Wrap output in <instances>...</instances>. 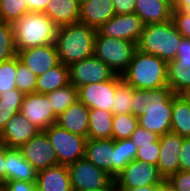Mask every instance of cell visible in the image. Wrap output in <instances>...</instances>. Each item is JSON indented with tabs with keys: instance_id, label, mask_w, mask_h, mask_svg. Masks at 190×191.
<instances>
[{
	"instance_id": "21",
	"label": "cell",
	"mask_w": 190,
	"mask_h": 191,
	"mask_svg": "<svg viewBox=\"0 0 190 191\" xmlns=\"http://www.w3.org/2000/svg\"><path fill=\"white\" fill-rule=\"evenodd\" d=\"M56 124L73 134L87 138L89 129V108L84 103L77 100L57 117Z\"/></svg>"
},
{
	"instance_id": "47",
	"label": "cell",
	"mask_w": 190,
	"mask_h": 191,
	"mask_svg": "<svg viewBox=\"0 0 190 191\" xmlns=\"http://www.w3.org/2000/svg\"><path fill=\"white\" fill-rule=\"evenodd\" d=\"M5 144L0 141V185H5L6 171H5Z\"/></svg>"
},
{
	"instance_id": "8",
	"label": "cell",
	"mask_w": 190,
	"mask_h": 191,
	"mask_svg": "<svg viewBox=\"0 0 190 191\" xmlns=\"http://www.w3.org/2000/svg\"><path fill=\"white\" fill-rule=\"evenodd\" d=\"M114 180L118 189L130 191L143 186L157 185L164 178L160 175L156 165L134 159L117 174Z\"/></svg>"
},
{
	"instance_id": "22",
	"label": "cell",
	"mask_w": 190,
	"mask_h": 191,
	"mask_svg": "<svg viewBox=\"0 0 190 191\" xmlns=\"http://www.w3.org/2000/svg\"><path fill=\"white\" fill-rule=\"evenodd\" d=\"M38 191H73L67 165L58 164L37 172Z\"/></svg>"
},
{
	"instance_id": "20",
	"label": "cell",
	"mask_w": 190,
	"mask_h": 191,
	"mask_svg": "<svg viewBox=\"0 0 190 191\" xmlns=\"http://www.w3.org/2000/svg\"><path fill=\"white\" fill-rule=\"evenodd\" d=\"M115 15L112 0H85L80 5L79 22L98 29Z\"/></svg>"
},
{
	"instance_id": "38",
	"label": "cell",
	"mask_w": 190,
	"mask_h": 191,
	"mask_svg": "<svg viewBox=\"0 0 190 191\" xmlns=\"http://www.w3.org/2000/svg\"><path fill=\"white\" fill-rule=\"evenodd\" d=\"M160 142L159 139L156 142L150 144L141 145L137 148V160L156 165L159 159Z\"/></svg>"
},
{
	"instance_id": "37",
	"label": "cell",
	"mask_w": 190,
	"mask_h": 191,
	"mask_svg": "<svg viewBox=\"0 0 190 191\" xmlns=\"http://www.w3.org/2000/svg\"><path fill=\"white\" fill-rule=\"evenodd\" d=\"M17 56L0 63V93L16 88Z\"/></svg>"
},
{
	"instance_id": "6",
	"label": "cell",
	"mask_w": 190,
	"mask_h": 191,
	"mask_svg": "<svg viewBox=\"0 0 190 191\" xmlns=\"http://www.w3.org/2000/svg\"><path fill=\"white\" fill-rule=\"evenodd\" d=\"M136 49L135 42L104 37L96 33L94 56L108 65L117 75H121L129 66Z\"/></svg>"
},
{
	"instance_id": "12",
	"label": "cell",
	"mask_w": 190,
	"mask_h": 191,
	"mask_svg": "<svg viewBox=\"0 0 190 191\" xmlns=\"http://www.w3.org/2000/svg\"><path fill=\"white\" fill-rule=\"evenodd\" d=\"M47 94H25L20 113L34 124L40 131H45L49 126L57 122V115L53 112Z\"/></svg>"
},
{
	"instance_id": "25",
	"label": "cell",
	"mask_w": 190,
	"mask_h": 191,
	"mask_svg": "<svg viewBox=\"0 0 190 191\" xmlns=\"http://www.w3.org/2000/svg\"><path fill=\"white\" fill-rule=\"evenodd\" d=\"M170 132L190 137V102L183 95L173 96Z\"/></svg>"
},
{
	"instance_id": "28",
	"label": "cell",
	"mask_w": 190,
	"mask_h": 191,
	"mask_svg": "<svg viewBox=\"0 0 190 191\" xmlns=\"http://www.w3.org/2000/svg\"><path fill=\"white\" fill-rule=\"evenodd\" d=\"M113 113L101 109H89L87 139H112Z\"/></svg>"
},
{
	"instance_id": "24",
	"label": "cell",
	"mask_w": 190,
	"mask_h": 191,
	"mask_svg": "<svg viewBox=\"0 0 190 191\" xmlns=\"http://www.w3.org/2000/svg\"><path fill=\"white\" fill-rule=\"evenodd\" d=\"M45 13L58 27L79 22L80 5L74 0H51Z\"/></svg>"
},
{
	"instance_id": "5",
	"label": "cell",
	"mask_w": 190,
	"mask_h": 191,
	"mask_svg": "<svg viewBox=\"0 0 190 191\" xmlns=\"http://www.w3.org/2000/svg\"><path fill=\"white\" fill-rule=\"evenodd\" d=\"M181 38L172 20L147 24L143 27L137 49L158 56L168 63L176 58Z\"/></svg>"
},
{
	"instance_id": "51",
	"label": "cell",
	"mask_w": 190,
	"mask_h": 191,
	"mask_svg": "<svg viewBox=\"0 0 190 191\" xmlns=\"http://www.w3.org/2000/svg\"><path fill=\"white\" fill-rule=\"evenodd\" d=\"M117 188L115 180H113L108 186L99 190H87V191H114Z\"/></svg>"
},
{
	"instance_id": "53",
	"label": "cell",
	"mask_w": 190,
	"mask_h": 191,
	"mask_svg": "<svg viewBox=\"0 0 190 191\" xmlns=\"http://www.w3.org/2000/svg\"><path fill=\"white\" fill-rule=\"evenodd\" d=\"M0 191H8L5 185H0Z\"/></svg>"
},
{
	"instance_id": "40",
	"label": "cell",
	"mask_w": 190,
	"mask_h": 191,
	"mask_svg": "<svg viewBox=\"0 0 190 191\" xmlns=\"http://www.w3.org/2000/svg\"><path fill=\"white\" fill-rule=\"evenodd\" d=\"M172 21L182 37L190 39V15L181 10H173Z\"/></svg>"
},
{
	"instance_id": "43",
	"label": "cell",
	"mask_w": 190,
	"mask_h": 191,
	"mask_svg": "<svg viewBox=\"0 0 190 191\" xmlns=\"http://www.w3.org/2000/svg\"><path fill=\"white\" fill-rule=\"evenodd\" d=\"M115 14L135 13L136 0H112Z\"/></svg>"
},
{
	"instance_id": "34",
	"label": "cell",
	"mask_w": 190,
	"mask_h": 191,
	"mask_svg": "<svg viewBox=\"0 0 190 191\" xmlns=\"http://www.w3.org/2000/svg\"><path fill=\"white\" fill-rule=\"evenodd\" d=\"M28 11L26 0H0V19L13 24Z\"/></svg>"
},
{
	"instance_id": "50",
	"label": "cell",
	"mask_w": 190,
	"mask_h": 191,
	"mask_svg": "<svg viewBox=\"0 0 190 191\" xmlns=\"http://www.w3.org/2000/svg\"><path fill=\"white\" fill-rule=\"evenodd\" d=\"M160 191H178L168 180L161 182Z\"/></svg>"
},
{
	"instance_id": "31",
	"label": "cell",
	"mask_w": 190,
	"mask_h": 191,
	"mask_svg": "<svg viewBox=\"0 0 190 191\" xmlns=\"http://www.w3.org/2000/svg\"><path fill=\"white\" fill-rule=\"evenodd\" d=\"M138 125V117L133 114H114L112 121V139L122 140L130 138Z\"/></svg>"
},
{
	"instance_id": "33",
	"label": "cell",
	"mask_w": 190,
	"mask_h": 191,
	"mask_svg": "<svg viewBox=\"0 0 190 191\" xmlns=\"http://www.w3.org/2000/svg\"><path fill=\"white\" fill-rule=\"evenodd\" d=\"M16 56L13 25L2 22L0 24V63Z\"/></svg>"
},
{
	"instance_id": "44",
	"label": "cell",
	"mask_w": 190,
	"mask_h": 191,
	"mask_svg": "<svg viewBox=\"0 0 190 191\" xmlns=\"http://www.w3.org/2000/svg\"><path fill=\"white\" fill-rule=\"evenodd\" d=\"M8 191H38L36 182L12 180L5 182Z\"/></svg>"
},
{
	"instance_id": "42",
	"label": "cell",
	"mask_w": 190,
	"mask_h": 191,
	"mask_svg": "<svg viewBox=\"0 0 190 191\" xmlns=\"http://www.w3.org/2000/svg\"><path fill=\"white\" fill-rule=\"evenodd\" d=\"M180 170L190 171V137L184 138L179 152Z\"/></svg>"
},
{
	"instance_id": "52",
	"label": "cell",
	"mask_w": 190,
	"mask_h": 191,
	"mask_svg": "<svg viewBox=\"0 0 190 191\" xmlns=\"http://www.w3.org/2000/svg\"><path fill=\"white\" fill-rule=\"evenodd\" d=\"M190 102V88L182 94Z\"/></svg>"
},
{
	"instance_id": "30",
	"label": "cell",
	"mask_w": 190,
	"mask_h": 191,
	"mask_svg": "<svg viewBox=\"0 0 190 191\" xmlns=\"http://www.w3.org/2000/svg\"><path fill=\"white\" fill-rule=\"evenodd\" d=\"M53 112L59 116L70 105L78 100L77 88L72 84L61 87L53 92L47 93Z\"/></svg>"
},
{
	"instance_id": "46",
	"label": "cell",
	"mask_w": 190,
	"mask_h": 191,
	"mask_svg": "<svg viewBox=\"0 0 190 191\" xmlns=\"http://www.w3.org/2000/svg\"><path fill=\"white\" fill-rule=\"evenodd\" d=\"M51 0H26L28 11L43 13Z\"/></svg>"
},
{
	"instance_id": "49",
	"label": "cell",
	"mask_w": 190,
	"mask_h": 191,
	"mask_svg": "<svg viewBox=\"0 0 190 191\" xmlns=\"http://www.w3.org/2000/svg\"><path fill=\"white\" fill-rule=\"evenodd\" d=\"M161 183L157 185H152V186H143L139 188L132 189L130 191H160Z\"/></svg>"
},
{
	"instance_id": "13",
	"label": "cell",
	"mask_w": 190,
	"mask_h": 191,
	"mask_svg": "<svg viewBox=\"0 0 190 191\" xmlns=\"http://www.w3.org/2000/svg\"><path fill=\"white\" fill-rule=\"evenodd\" d=\"M23 157L37 170L58 165L57 153L44 131H40L19 148Z\"/></svg>"
},
{
	"instance_id": "2",
	"label": "cell",
	"mask_w": 190,
	"mask_h": 191,
	"mask_svg": "<svg viewBox=\"0 0 190 191\" xmlns=\"http://www.w3.org/2000/svg\"><path fill=\"white\" fill-rule=\"evenodd\" d=\"M97 29L77 22L59 26L55 45L59 60L65 66L94 56V41Z\"/></svg>"
},
{
	"instance_id": "7",
	"label": "cell",
	"mask_w": 190,
	"mask_h": 191,
	"mask_svg": "<svg viewBox=\"0 0 190 191\" xmlns=\"http://www.w3.org/2000/svg\"><path fill=\"white\" fill-rule=\"evenodd\" d=\"M44 132L57 153L59 164L68 166L84 158L86 137L73 134L56 123L49 126Z\"/></svg>"
},
{
	"instance_id": "41",
	"label": "cell",
	"mask_w": 190,
	"mask_h": 191,
	"mask_svg": "<svg viewBox=\"0 0 190 191\" xmlns=\"http://www.w3.org/2000/svg\"><path fill=\"white\" fill-rule=\"evenodd\" d=\"M178 191H190V171L179 170L167 179Z\"/></svg>"
},
{
	"instance_id": "48",
	"label": "cell",
	"mask_w": 190,
	"mask_h": 191,
	"mask_svg": "<svg viewBox=\"0 0 190 191\" xmlns=\"http://www.w3.org/2000/svg\"><path fill=\"white\" fill-rule=\"evenodd\" d=\"M172 8L173 10H181L183 13L190 15V0H175Z\"/></svg>"
},
{
	"instance_id": "27",
	"label": "cell",
	"mask_w": 190,
	"mask_h": 191,
	"mask_svg": "<svg viewBox=\"0 0 190 191\" xmlns=\"http://www.w3.org/2000/svg\"><path fill=\"white\" fill-rule=\"evenodd\" d=\"M168 87L176 95H182L190 88V60L168 62Z\"/></svg>"
},
{
	"instance_id": "23",
	"label": "cell",
	"mask_w": 190,
	"mask_h": 191,
	"mask_svg": "<svg viewBox=\"0 0 190 191\" xmlns=\"http://www.w3.org/2000/svg\"><path fill=\"white\" fill-rule=\"evenodd\" d=\"M172 4L167 0H136L135 14L144 25L172 20Z\"/></svg>"
},
{
	"instance_id": "18",
	"label": "cell",
	"mask_w": 190,
	"mask_h": 191,
	"mask_svg": "<svg viewBox=\"0 0 190 191\" xmlns=\"http://www.w3.org/2000/svg\"><path fill=\"white\" fill-rule=\"evenodd\" d=\"M39 132L40 130L19 112L6 122L0 132V141L8 148L19 149Z\"/></svg>"
},
{
	"instance_id": "15",
	"label": "cell",
	"mask_w": 190,
	"mask_h": 191,
	"mask_svg": "<svg viewBox=\"0 0 190 191\" xmlns=\"http://www.w3.org/2000/svg\"><path fill=\"white\" fill-rule=\"evenodd\" d=\"M183 140L184 137L173 132L165 133L159 138L160 150L156 166L165 180L180 170L179 152Z\"/></svg>"
},
{
	"instance_id": "36",
	"label": "cell",
	"mask_w": 190,
	"mask_h": 191,
	"mask_svg": "<svg viewBox=\"0 0 190 191\" xmlns=\"http://www.w3.org/2000/svg\"><path fill=\"white\" fill-rule=\"evenodd\" d=\"M16 88L24 95L36 92L37 76L17 57Z\"/></svg>"
},
{
	"instance_id": "3",
	"label": "cell",
	"mask_w": 190,
	"mask_h": 191,
	"mask_svg": "<svg viewBox=\"0 0 190 191\" xmlns=\"http://www.w3.org/2000/svg\"><path fill=\"white\" fill-rule=\"evenodd\" d=\"M167 72L168 63L163 59L136 49L121 78L134 89H157L168 87Z\"/></svg>"
},
{
	"instance_id": "4",
	"label": "cell",
	"mask_w": 190,
	"mask_h": 191,
	"mask_svg": "<svg viewBox=\"0 0 190 191\" xmlns=\"http://www.w3.org/2000/svg\"><path fill=\"white\" fill-rule=\"evenodd\" d=\"M12 25L17 52L55 44L58 26L45 13L29 11Z\"/></svg>"
},
{
	"instance_id": "55",
	"label": "cell",
	"mask_w": 190,
	"mask_h": 191,
	"mask_svg": "<svg viewBox=\"0 0 190 191\" xmlns=\"http://www.w3.org/2000/svg\"><path fill=\"white\" fill-rule=\"evenodd\" d=\"M167 1H169L171 4L175 2V0H167Z\"/></svg>"
},
{
	"instance_id": "45",
	"label": "cell",
	"mask_w": 190,
	"mask_h": 191,
	"mask_svg": "<svg viewBox=\"0 0 190 191\" xmlns=\"http://www.w3.org/2000/svg\"><path fill=\"white\" fill-rule=\"evenodd\" d=\"M190 60V39L182 37L177 51L176 58L173 61Z\"/></svg>"
},
{
	"instance_id": "16",
	"label": "cell",
	"mask_w": 190,
	"mask_h": 191,
	"mask_svg": "<svg viewBox=\"0 0 190 191\" xmlns=\"http://www.w3.org/2000/svg\"><path fill=\"white\" fill-rule=\"evenodd\" d=\"M84 157L113 178L117 176V156L113 139H87Z\"/></svg>"
},
{
	"instance_id": "1",
	"label": "cell",
	"mask_w": 190,
	"mask_h": 191,
	"mask_svg": "<svg viewBox=\"0 0 190 191\" xmlns=\"http://www.w3.org/2000/svg\"><path fill=\"white\" fill-rule=\"evenodd\" d=\"M174 95L169 87L133 89L131 114L138 117L141 127L162 136L171 130Z\"/></svg>"
},
{
	"instance_id": "32",
	"label": "cell",
	"mask_w": 190,
	"mask_h": 191,
	"mask_svg": "<svg viewBox=\"0 0 190 191\" xmlns=\"http://www.w3.org/2000/svg\"><path fill=\"white\" fill-rule=\"evenodd\" d=\"M133 89L122 81L121 75H117V90L112 105L113 114H131Z\"/></svg>"
},
{
	"instance_id": "17",
	"label": "cell",
	"mask_w": 190,
	"mask_h": 191,
	"mask_svg": "<svg viewBox=\"0 0 190 191\" xmlns=\"http://www.w3.org/2000/svg\"><path fill=\"white\" fill-rule=\"evenodd\" d=\"M17 57L36 76L46 73L60 63L55 44L42 45L18 51Z\"/></svg>"
},
{
	"instance_id": "11",
	"label": "cell",
	"mask_w": 190,
	"mask_h": 191,
	"mask_svg": "<svg viewBox=\"0 0 190 191\" xmlns=\"http://www.w3.org/2000/svg\"><path fill=\"white\" fill-rule=\"evenodd\" d=\"M117 90V74L108 81L89 83L77 88L78 101L89 109H101L112 112Z\"/></svg>"
},
{
	"instance_id": "10",
	"label": "cell",
	"mask_w": 190,
	"mask_h": 191,
	"mask_svg": "<svg viewBox=\"0 0 190 191\" xmlns=\"http://www.w3.org/2000/svg\"><path fill=\"white\" fill-rule=\"evenodd\" d=\"M116 74L95 56L83 59L69 66L70 84L79 88L83 85L111 80Z\"/></svg>"
},
{
	"instance_id": "39",
	"label": "cell",
	"mask_w": 190,
	"mask_h": 191,
	"mask_svg": "<svg viewBox=\"0 0 190 191\" xmlns=\"http://www.w3.org/2000/svg\"><path fill=\"white\" fill-rule=\"evenodd\" d=\"M160 138L159 135L153 133L147 129H144L140 125L136 127V130L131 134L130 139L136 145L137 148L141 145L150 144L151 142H156Z\"/></svg>"
},
{
	"instance_id": "9",
	"label": "cell",
	"mask_w": 190,
	"mask_h": 191,
	"mask_svg": "<svg viewBox=\"0 0 190 191\" xmlns=\"http://www.w3.org/2000/svg\"><path fill=\"white\" fill-rule=\"evenodd\" d=\"M73 191L99 190L108 186L114 178L97 168L85 157L68 165Z\"/></svg>"
},
{
	"instance_id": "29",
	"label": "cell",
	"mask_w": 190,
	"mask_h": 191,
	"mask_svg": "<svg viewBox=\"0 0 190 191\" xmlns=\"http://www.w3.org/2000/svg\"><path fill=\"white\" fill-rule=\"evenodd\" d=\"M24 94L17 88L0 93V132L6 122L20 112Z\"/></svg>"
},
{
	"instance_id": "35",
	"label": "cell",
	"mask_w": 190,
	"mask_h": 191,
	"mask_svg": "<svg viewBox=\"0 0 190 191\" xmlns=\"http://www.w3.org/2000/svg\"><path fill=\"white\" fill-rule=\"evenodd\" d=\"M113 147L117 156V174L136 158L137 147L130 138L113 140Z\"/></svg>"
},
{
	"instance_id": "54",
	"label": "cell",
	"mask_w": 190,
	"mask_h": 191,
	"mask_svg": "<svg viewBox=\"0 0 190 191\" xmlns=\"http://www.w3.org/2000/svg\"><path fill=\"white\" fill-rule=\"evenodd\" d=\"M78 5H81L85 0H74Z\"/></svg>"
},
{
	"instance_id": "14",
	"label": "cell",
	"mask_w": 190,
	"mask_h": 191,
	"mask_svg": "<svg viewBox=\"0 0 190 191\" xmlns=\"http://www.w3.org/2000/svg\"><path fill=\"white\" fill-rule=\"evenodd\" d=\"M144 24L135 14H116L108 22L101 25L97 32L104 37L139 42Z\"/></svg>"
},
{
	"instance_id": "19",
	"label": "cell",
	"mask_w": 190,
	"mask_h": 191,
	"mask_svg": "<svg viewBox=\"0 0 190 191\" xmlns=\"http://www.w3.org/2000/svg\"><path fill=\"white\" fill-rule=\"evenodd\" d=\"M6 182L20 180L26 182L37 181V170L21 154L19 149L8 148L5 145Z\"/></svg>"
},
{
	"instance_id": "26",
	"label": "cell",
	"mask_w": 190,
	"mask_h": 191,
	"mask_svg": "<svg viewBox=\"0 0 190 191\" xmlns=\"http://www.w3.org/2000/svg\"><path fill=\"white\" fill-rule=\"evenodd\" d=\"M70 84L69 67L61 62L37 76L36 93L47 94Z\"/></svg>"
}]
</instances>
